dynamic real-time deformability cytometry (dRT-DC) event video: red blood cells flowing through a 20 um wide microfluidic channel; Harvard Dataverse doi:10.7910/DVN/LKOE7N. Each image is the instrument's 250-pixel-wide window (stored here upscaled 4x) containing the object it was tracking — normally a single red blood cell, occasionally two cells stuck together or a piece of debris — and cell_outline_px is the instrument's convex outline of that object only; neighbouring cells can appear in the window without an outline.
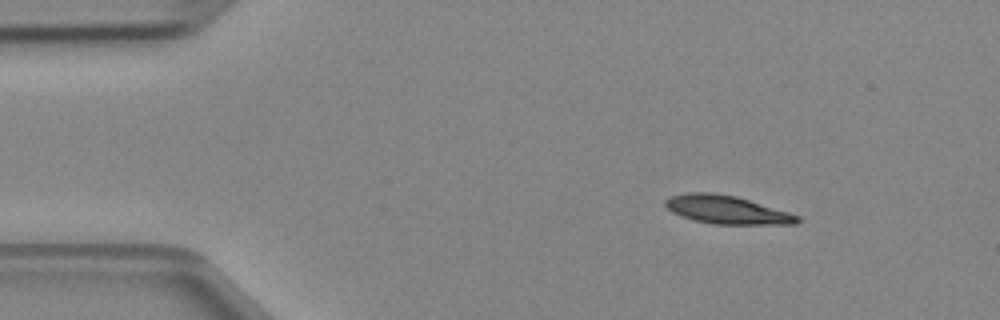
{"species": "Egyptian fruit bat (a non-hibernating species)", "species_latin": "Rousettus aegyptiacus", "temperature_condition": "cold", "stored_images_in_passage": 42, "camera_frame_rate_fps": 3000, "um_per_image_px": 0.085, "animal": {"sex": "female"}, "frame": {"image": 1, "passage_image": 1, "time_ms": 0.0, "image_size_px": [1000, 320], "cell_outline_px": [[800, 220], [796, 224], [712, 224], [692, 220], [680, 216], [672, 212], [664, 204], [664, 200], [672, 196], [688, 192], [708, 192], [736, 196], [788, 212], [800, 216]], "centroid_in_image_um": [61.75, 17.83], "position_along_channel_um": 23.3, "area_um2": 21.68}}
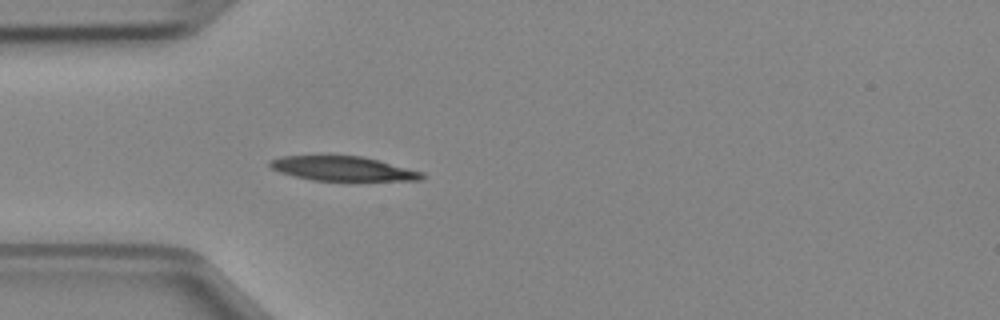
{"frame": {"image": 2, "passage_image": 8, "time_ms": 2.333, "image_size_px": [1000, 320], "cell_outline_px": [[424, 180], [348, 184], [312, 180], [280, 172], [272, 168], [268, 164], [268, 160], [280, 156], [364, 156], [424, 172]], "centroid_in_image_um": [29.26, 14.4], "position_along_channel_um": 55.7, "area_um2": 23.12}}
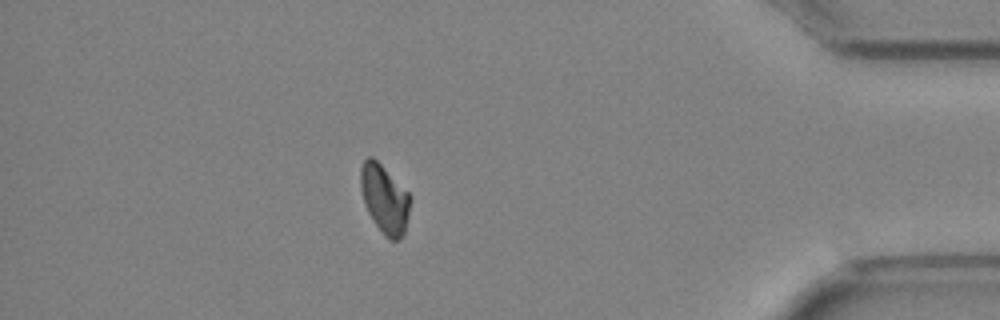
{"frame": {"image": 3, "passage_image": 36, "time_ms": 11.667, "image_size_px": [1000, 320], "cell_outline_px": [[412, 196], [404, 236], [400, 240], [388, 240], [384, 236], [372, 220], [364, 204], [360, 188], [360, 168], [364, 160], [368, 156], [372, 156]], "centroid_in_image_um": [32.69, 16.95], "position_along_channel_um": 402.5, "area_um2": 20.06}}